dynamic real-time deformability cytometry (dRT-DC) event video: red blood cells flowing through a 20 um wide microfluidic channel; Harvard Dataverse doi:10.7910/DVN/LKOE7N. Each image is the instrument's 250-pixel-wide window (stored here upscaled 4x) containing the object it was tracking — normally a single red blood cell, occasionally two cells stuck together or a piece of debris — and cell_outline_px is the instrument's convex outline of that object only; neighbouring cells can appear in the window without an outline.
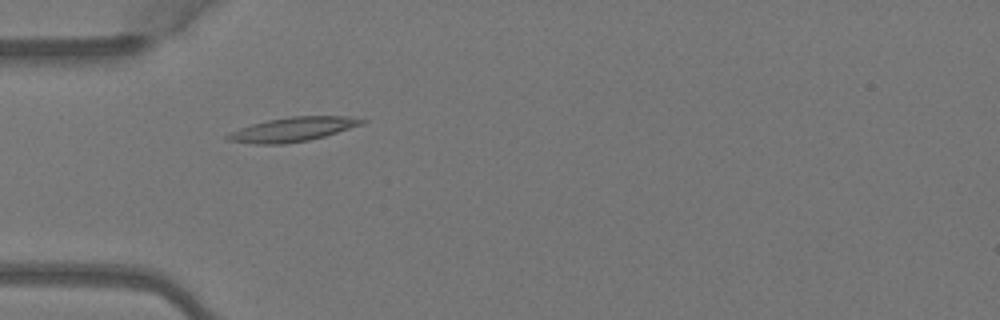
{"species": "Egyptian fruit bat (a non-hibernating species)", "species_latin": "Rousettus aegyptiacus", "temperature_condition": "warm", "stored_images_in_passage": 2, "camera_frame_rate_fps": 3000, "um_per_image_px": 0.085, "animal": {"sex": "female"}, "frame": {"image": 1, "passage_image": 2, "time_ms": 0.333, "image_size_px": [1000, 320], "cell_outline_px": [[368, 120], [364, 124], [324, 136], [308, 140], [284, 144], [256, 144], [224, 140], [224, 136], [240, 128], [252, 124], [268, 120], [292, 116], [348, 116]], "centroid_in_image_um": [24.89, 11.0], "position_along_channel_um": 60.1, "area_um2": 18.9}}